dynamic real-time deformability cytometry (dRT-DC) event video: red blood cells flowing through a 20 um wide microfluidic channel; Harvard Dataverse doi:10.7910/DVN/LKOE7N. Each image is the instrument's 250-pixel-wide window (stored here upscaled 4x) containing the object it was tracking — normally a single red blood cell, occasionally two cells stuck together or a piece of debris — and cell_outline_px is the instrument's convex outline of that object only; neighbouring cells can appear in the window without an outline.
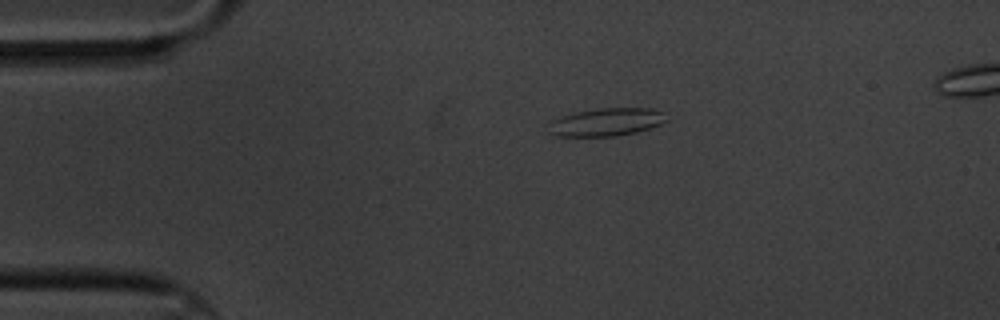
{"species": "common noctule bat (a hibernating species)", "species_latin": "Nyctalus noctula", "temperature_condition": "cold", "stored_images_in_passage": 50, "segment_of_instrument_passage": [1, 2], "camera_frame_rate_fps": 3000, "um_per_image_px": 0.085, "animal": {"sex": "male", "body_mass_g": 20.1, "forearm_length_mm": 53.5}, "frame": {"image": 1, "passage_image": 1, "time_ms": 0.0, "image_size_px": [1000, 320], "cell_outline_px": [[668, 120], [660, 124], [636, 132], [616, 136], [556, 136], [548, 132], [548, 120], [576, 112], [596, 108], [652, 108], [664, 112]], "centroid_in_image_um": [51.5, 10.37], "position_along_channel_um": 33.5, "area_um2": 19.36}}
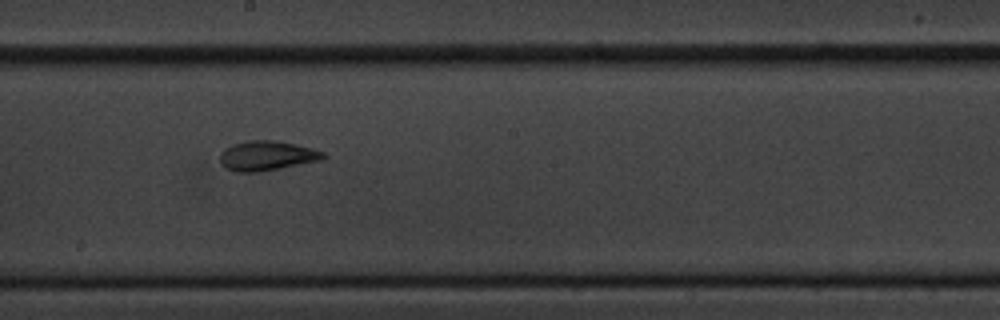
{"frame": {"image": 2, "passage_image": 22, "time_ms": 7.0, "image_size_px": [1000, 320], "cell_outline_px": [[328, 156], [324, 160], [260, 172], [236, 172], [224, 168], [220, 160], [220, 152], [224, 148], [232, 144], [248, 140], [272, 140], [296, 144], [312, 148], [324, 152]], "centroid_in_image_um": [22.7, 13.24], "position_along_channel_um": 225.5, "area_um2": 18.21}}
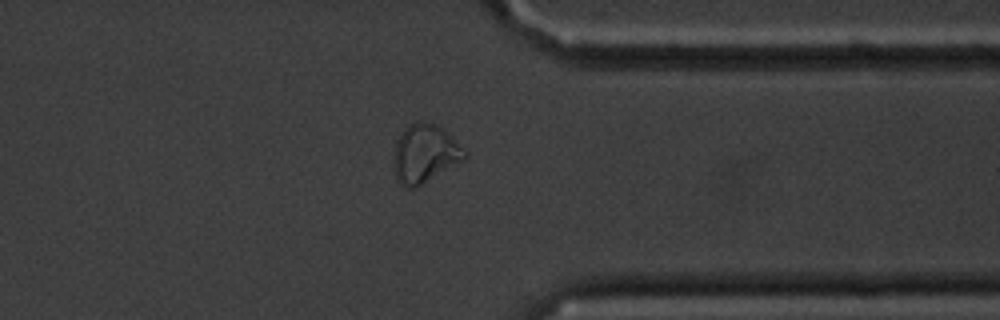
{"frame": {"image": 3, "passage_image": 36, "time_ms": 11.667, "image_size_px": [1000, 320], "cell_outline_px": [[468, 156], [464, 160], [416, 188], [408, 188], [400, 184], [396, 176], [392, 164], [392, 152], [396, 140], [404, 128], [408, 124], [416, 120], [424, 120], [440, 128], [464, 148], [468, 152]], "centroid_in_image_um": [36.06, 13.06], "position_along_channel_um": 375.3, "area_um2": 24.45}}